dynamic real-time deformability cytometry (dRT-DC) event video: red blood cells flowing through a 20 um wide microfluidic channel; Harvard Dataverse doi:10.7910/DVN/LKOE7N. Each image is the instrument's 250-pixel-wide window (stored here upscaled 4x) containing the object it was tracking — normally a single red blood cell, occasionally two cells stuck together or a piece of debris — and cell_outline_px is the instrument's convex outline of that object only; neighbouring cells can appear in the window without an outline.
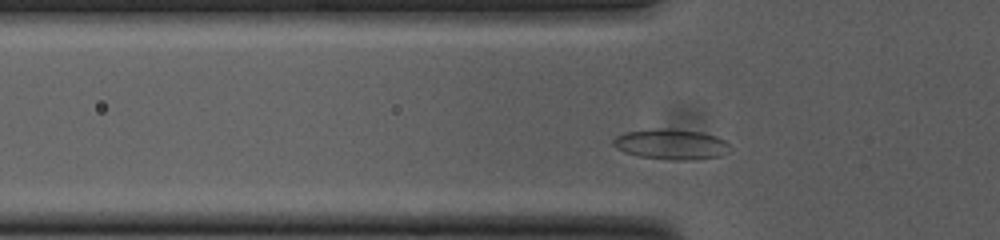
{"species": "common noctule bat (a hibernating species)", "species_latin": "Nyctalus noctula", "temperature_condition": "cold", "stored_images_in_passage": 36, "camera_frame_rate_fps": 3000, "um_per_image_px": 0.085, "animal": {"sex": "female", "body_mass_g": 23.0, "forearm_length_mm": 53.4}, "frame": {"image": 1, "passage_image": 8, "time_ms": 2.333, "image_size_px": [1000, 240], "cell_outline_px": [[732, 148], [728, 152], [720, 156], [692, 160], [680, 160], [640, 156], [624, 152], [616, 148], [612, 144], [612, 140], [616, 136], [624, 132], [652, 128], [672, 128], [700, 132], [716, 136], [724, 140]], "centroid_in_image_um": [57.04, 12.24], "position_along_channel_um": 68.8, "area_um2": 20.81}}
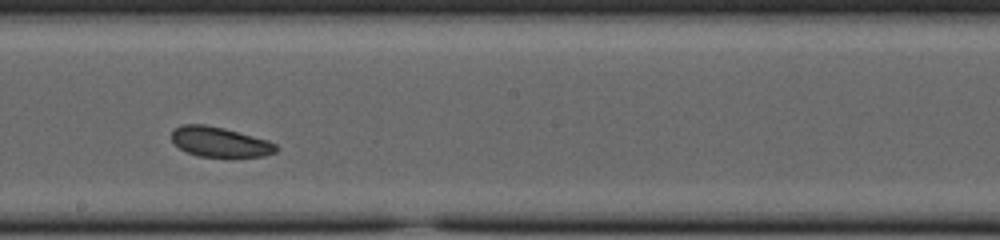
{"frame": {"image": 2, "passage_image": 21, "time_ms": 6.667, "image_size_px": [1000, 240], "cell_outline_px": [[276, 152], [264, 156], [196, 156], [180, 148], [172, 140], [172, 132], [180, 124], [204, 124], [224, 128], [268, 140], [276, 144]], "centroid_in_image_um": [18.67, 12.05], "position_along_channel_um": 229.5, "area_um2": 17.98}}
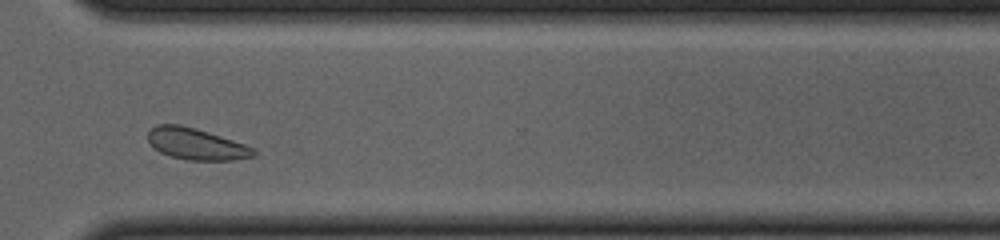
{"frame": {"image": 3, "passage_image": 31, "time_ms": 10.0, "image_size_px": [1000, 240], "cell_outline_px": [[256, 156], [232, 160], [188, 160], [172, 156], [160, 152], [148, 140], [148, 132], [156, 124], [180, 124], [196, 128], [256, 148]], "centroid_in_image_um": [16.7, 12.23], "position_along_channel_um": 353.9, "area_um2": 19.25}, "authors_computed_cell_mechanics": {"area_um2": 19.3052, "velocity_mm_per_s": 3.7123, "shape_relaxation_time_tau1_ms": null, "shape_relaxation_time_tau2_ms": 2.9407, "deformation_change_tau1": null, "deformation_change_tau2": 0.0725}}